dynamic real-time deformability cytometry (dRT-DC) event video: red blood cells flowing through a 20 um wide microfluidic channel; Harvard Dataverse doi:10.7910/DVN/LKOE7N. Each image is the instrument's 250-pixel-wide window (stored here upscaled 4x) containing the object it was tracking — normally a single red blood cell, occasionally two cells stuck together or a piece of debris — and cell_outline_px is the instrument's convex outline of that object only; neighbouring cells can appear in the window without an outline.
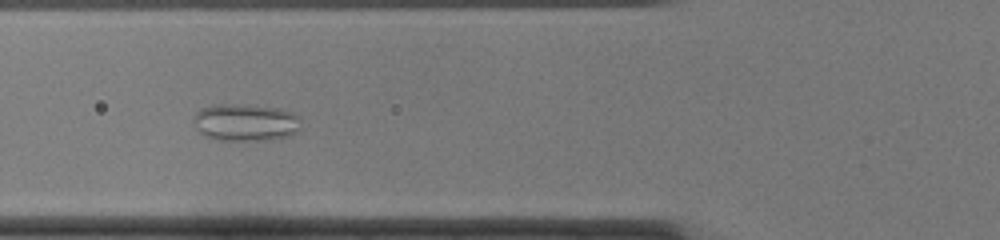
{"species": "common noctule bat (a hibernating species)", "species_latin": "Nyctalus noctula", "temperature_condition": "cold", "stored_images_in_passage": 51, "camera_frame_rate_fps": 3000, "um_per_image_px": 0.085, "animal": {"sex": "female", "body_mass_g": 22.0, "forearm_length_mm": 56.7}, "frame": {"image": 1, "passage_image": 19, "time_ms": 6.0, "image_size_px": [1000, 240], "cell_outline_px": [[300, 132], [292, 136], [280, 140], [220, 140], [204, 136], [196, 128], [192, 120], [196, 112], [200, 108], [212, 104], [244, 104], [280, 108], [292, 112], [300, 116]], "centroid_in_image_um": [20.92, 10.41], "position_along_channel_um": 104.9, "area_um2": 24.1}}
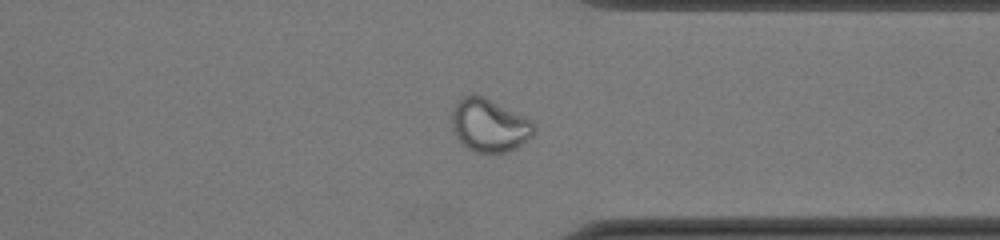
{"frame": {"image": 2, "passage_image": 39, "time_ms": 12.667, "image_size_px": [1000, 240], "cell_outline_px": [[536, 132], [532, 136], [516, 148], [508, 152], [476, 152], [468, 148], [456, 136], [452, 128], [452, 108], [460, 96], [472, 92], [484, 96], [532, 120], [536, 128]], "centroid_in_image_um": [41.58, 10.61], "position_along_channel_um": 369.8, "area_um2": 25.66}}
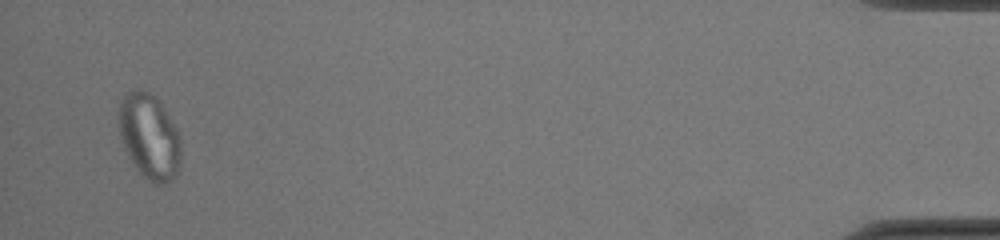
{"frame": {"image": 3, "passage_image": 49, "time_ms": 16.0, "image_size_px": [1000, 240], "cell_outline_px": [[180, 172], [172, 180], [160, 184], [156, 184], [148, 180], [136, 168], [128, 156], [124, 148], [120, 136], [120, 100], [128, 92], [148, 92], [164, 108], [176, 128], [180, 136]], "centroid_in_image_um": [12.73, 11.68], "position_along_channel_um": 422.5, "area_um2": 30.29}, "authors_computed_cell_mechanics": {"area_um2": 26.1834, "velocity_mm_per_s": 3.9967, "shape_relaxation_time_tau1_ms": null, "shape_relaxation_time_tau2_ms": 1.2686, "deformation_change_tau1": null, "deformation_change_tau2": 0.0611}}